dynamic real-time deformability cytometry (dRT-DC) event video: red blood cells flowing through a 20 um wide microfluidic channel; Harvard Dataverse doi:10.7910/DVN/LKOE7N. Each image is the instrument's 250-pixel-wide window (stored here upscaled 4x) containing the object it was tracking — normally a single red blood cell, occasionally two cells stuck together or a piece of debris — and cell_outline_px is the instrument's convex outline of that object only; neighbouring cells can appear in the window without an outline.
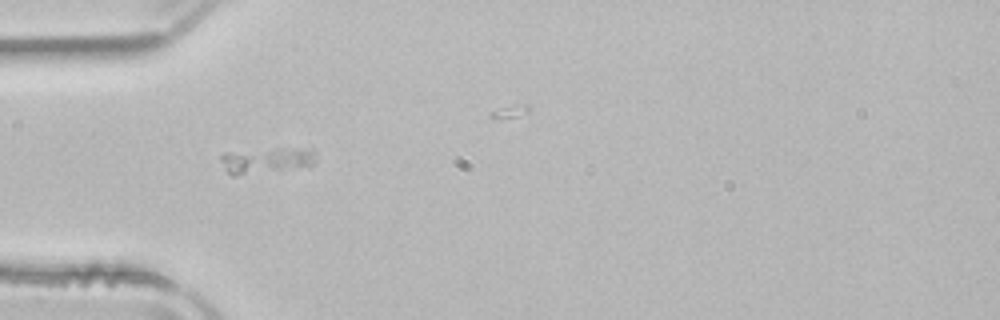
{"species": "common noctule bat (a hibernating species)", "species_latin": "Nyctalus noctula", "temperature_condition": "room temperature", "stored_images_in_passage": 7, "camera_frame_rate_fps": 3000, "um_per_image_px": 0.085, "animal": {"sex": "male", "body_mass_g": 21.5, "forearm_length_mm": 52.0}, "frame": {"image": 1, "passage_image": 3, "time_ms": 0.667, "image_size_px": [1000, 320], "cell_outline_px": [[316, 160], [312, 164], [232, 176], [224, 168], [220, 160], [220, 156], [224, 152], [312, 152]], "centroid_in_image_um": [22.38, 13.71], "position_along_channel_um": 62.6, "area_um2": 12.02}}